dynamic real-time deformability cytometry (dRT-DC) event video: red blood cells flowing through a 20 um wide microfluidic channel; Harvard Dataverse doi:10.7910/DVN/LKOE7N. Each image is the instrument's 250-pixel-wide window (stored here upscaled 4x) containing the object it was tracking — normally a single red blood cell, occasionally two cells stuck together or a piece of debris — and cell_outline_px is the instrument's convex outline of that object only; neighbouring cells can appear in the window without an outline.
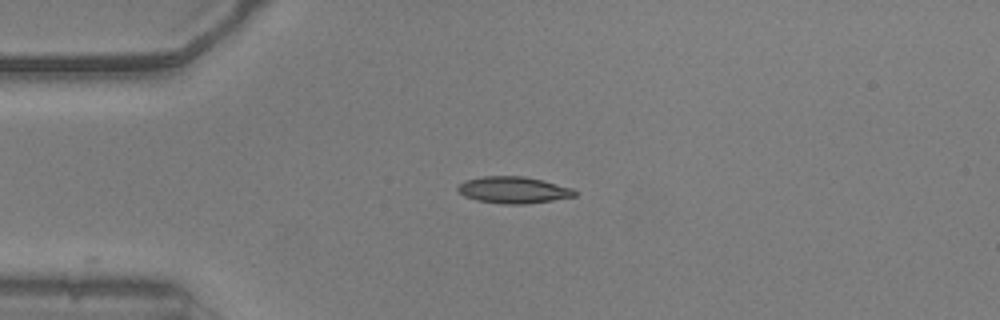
{"species": "common noctule bat (a hibernating species)", "species_latin": "Nyctalus noctula", "temperature_condition": "warm", "stored_images_in_passage": 8, "camera_frame_rate_fps": 3000, "um_per_image_px": 0.085, "animal": {"sex": "male", "body_mass_g": 20.5, "forearm_length_mm": 52.5}, "frame": {"image": 1, "passage_image": 1, "time_ms": 0.0, "image_size_px": [1000, 320], "cell_outline_px": [[576, 196], [528, 204], [500, 204], [476, 200], [464, 196], [456, 188], [464, 180], [484, 176], [524, 176], [572, 188], [576, 192]], "centroid_in_image_um": [43.61, 16.15], "position_along_channel_um": 41.4, "area_um2": 18.09}}
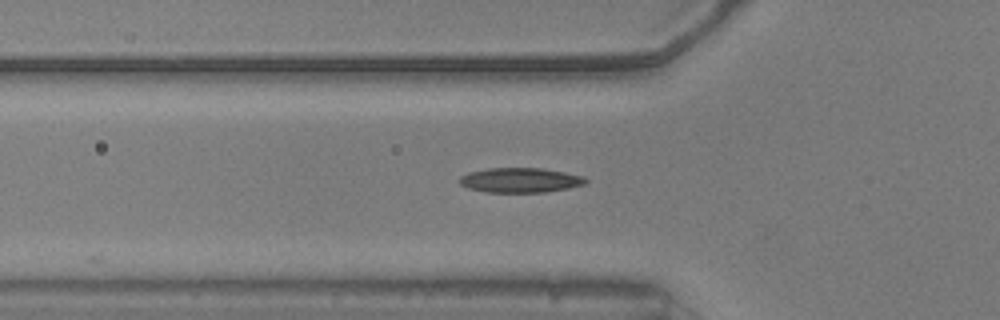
{"frame": {"image": 2, "passage_image": 6, "time_ms": 1.667, "image_size_px": [1000, 320], "cell_outline_px": [[588, 180], [584, 184], [568, 188], [544, 192], [484, 192], [468, 188], [460, 184], [456, 180], [460, 176], [468, 172], [488, 168], [540, 168], [564, 172], [584, 176]], "centroid_in_image_um": [44.17, 15.31], "position_along_channel_um": 81.6, "area_um2": 18.26}}